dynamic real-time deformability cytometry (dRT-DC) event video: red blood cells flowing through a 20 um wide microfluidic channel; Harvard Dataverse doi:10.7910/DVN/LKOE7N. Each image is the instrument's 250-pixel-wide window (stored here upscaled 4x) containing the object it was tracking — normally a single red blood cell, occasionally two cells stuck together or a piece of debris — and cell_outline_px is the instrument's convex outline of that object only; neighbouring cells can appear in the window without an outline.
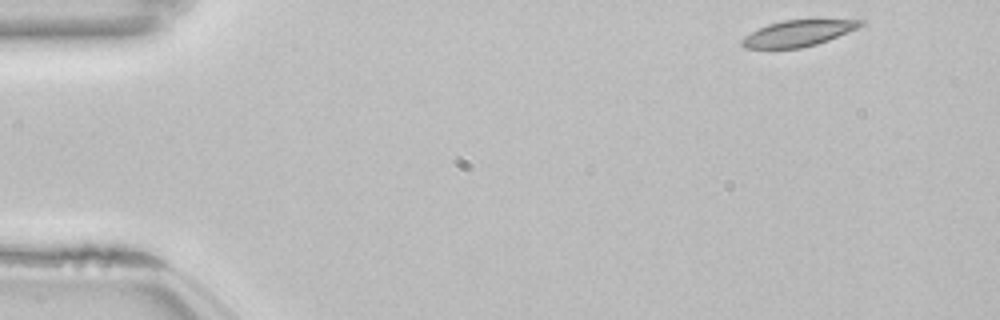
{"species": "common noctule bat (a hibernating species)", "species_latin": "Nyctalus noctula", "temperature_condition": "room temperature", "stored_images_in_passage": 50, "camera_frame_rate_fps": 3000, "um_per_image_px": 0.085, "animal": {"sex": "female", "body_mass_g": 22.7, "forearm_length_mm": 54.2}, "frame": {"image": 1, "passage_image": 1, "time_ms": 0.0, "image_size_px": [1000, 320], "cell_outline_px": [[864, 24], [856, 28], [828, 40], [816, 44], [800, 48], [744, 48], [740, 44], [740, 40], [744, 36], [756, 28], [768, 24], [784, 20], [864, 20]], "centroid_in_image_um": [67.75, 2.83], "position_along_channel_um": 17.3, "area_um2": 17.86}}
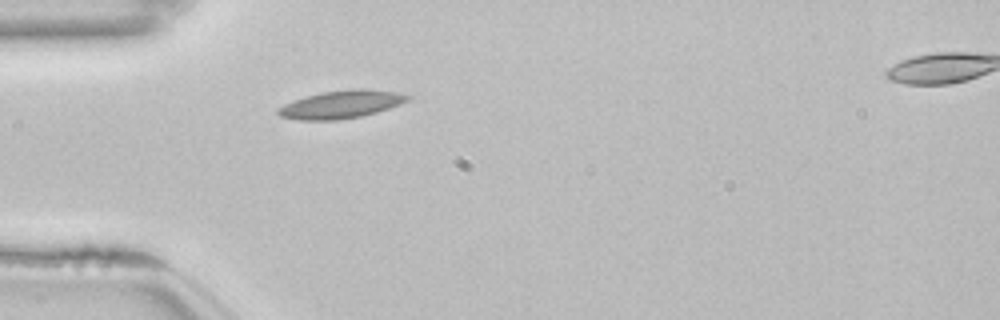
{"frame": {"image": 2, "passage_image": 12, "time_ms": 3.667, "image_size_px": [1000, 320], "cell_outline_px": [[412, 96], [408, 100], [400, 104], [376, 112], [360, 116], [336, 120], [300, 120], [280, 116], [276, 112], [276, 108], [284, 104], [304, 96], [320, 92], [352, 88], [360, 88], [400, 92]], "centroid_in_image_um": [28.98, 8.86], "position_along_channel_um": 56.0, "area_um2": 21.15}}
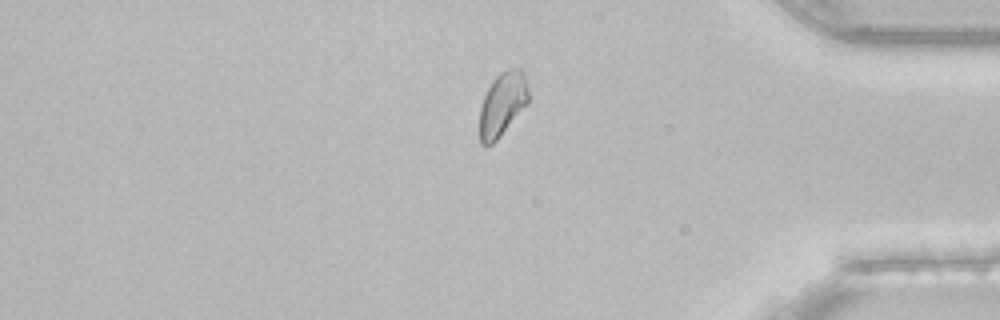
{"frame": {"image": 3, "passage_image": 41, "time_ms": 13.333, "image_size_px": [1000, 320], "cell_outline_px": [[528, 104], [500, 136], [492, 144], [480, 144], [480, 108], [484, 96], [492, 80], [500, 72], [508, 68], [520, 68], [524, 72], [528, 92]], "centroid_in_image_um": [42.71, 8.82], "position_along_channel_um": 392.5, "area_um2": 18.09}, "authors_computed_cell_mechanics": {"area_um2": 18.3515, "velocity_mm_per_s": 3.8181, "shape_relaxation_time_tau1_ms": null, "shape_relaxation_time_tau2_ms": 6.8282, "deformation_change_tau1": null, "deformation_change_tau2": 0.106}}